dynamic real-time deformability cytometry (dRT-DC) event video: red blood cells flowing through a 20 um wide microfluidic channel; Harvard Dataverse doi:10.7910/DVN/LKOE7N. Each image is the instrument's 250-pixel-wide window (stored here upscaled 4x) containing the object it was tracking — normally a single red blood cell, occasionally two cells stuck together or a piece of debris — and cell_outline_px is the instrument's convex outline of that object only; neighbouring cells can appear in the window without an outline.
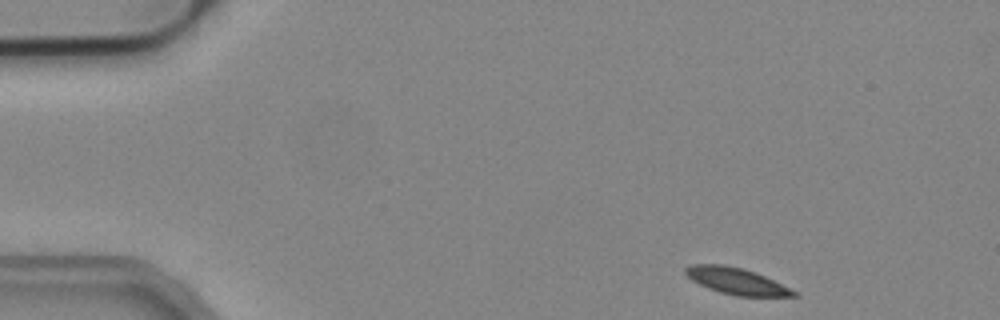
{"species": "common noctule bat (a hibernating species)", "species_latin": "Nyctalus noctula", "temperature_condition": "cold", "stored_images_in_passage": 47, "camera_frame_rate_fps": 3000, "um_per_image_px": 0.085, "animal": {"sex": "male", "body_mass_g": 19.2, "forearm_length_mm": 51.8}, "frame": {"image": 1, "passage_image": 1, "time_ms": 0.0, "image_size_px": [1000, 320], "cell_outline_px": [[800, 296], [736, 296], [720, 292], [708, 288], [692, 280], [684, 272], [684, 268], [692, 264], [724, 264], [744, 268], [756, 272], [796, 292]], "centroid_in_image_um": [62.55, 23.88], "position_along_channel_um": 22.4, "area_um2": 16.53}}
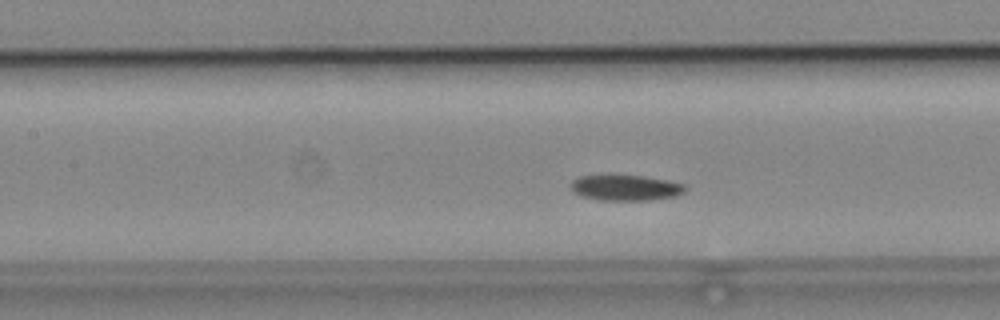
{"frame": {"image": 2, "passage_image": 18, "time_ms": 5.667, "image_size_px": [1000, 320], "cell_outline_px": [[688, 188], [684, 192], [676, 196], [648, 200], [604, 200], [580, 196], [572, 192], [572, 180], [580, 176], [644, 176], [668, 180], [684, 184]], "centroid_in_image_um": [53.21, 15.96], "position_along_channel_um": 154.2, "area_um2": 16.94}}
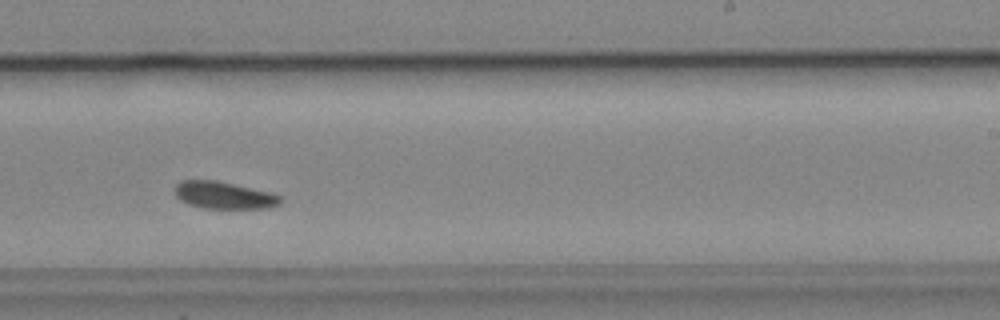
{"frame": {"image": 3, "passage_image": 27, "time_ms": 8.667, "image_size_px": [1000, 320], "cell_outline_px": [[284, 200], [280, 204], [264, 208], [200, 208], [188, 204], [180, 200], [172, 192], [172, 188], [180, 180], [216, 180], [268, 192], [284, 196]], "centroid_in_image_um": [18.98, 16.59], "position_along_channel_um": 270.0, "area_um2": 16.94}, "authors_computed_cell_mechanics": {"area_um2": 17.34, "velocity_mm_per_s": 3.8729, "shape_relaxation_time_tau1_ms": 5.8483, "shape_relaxation_time_tau2_ms": null, "deformation_change_tau1": 0.0938, "deformation_change_tau2": null}}